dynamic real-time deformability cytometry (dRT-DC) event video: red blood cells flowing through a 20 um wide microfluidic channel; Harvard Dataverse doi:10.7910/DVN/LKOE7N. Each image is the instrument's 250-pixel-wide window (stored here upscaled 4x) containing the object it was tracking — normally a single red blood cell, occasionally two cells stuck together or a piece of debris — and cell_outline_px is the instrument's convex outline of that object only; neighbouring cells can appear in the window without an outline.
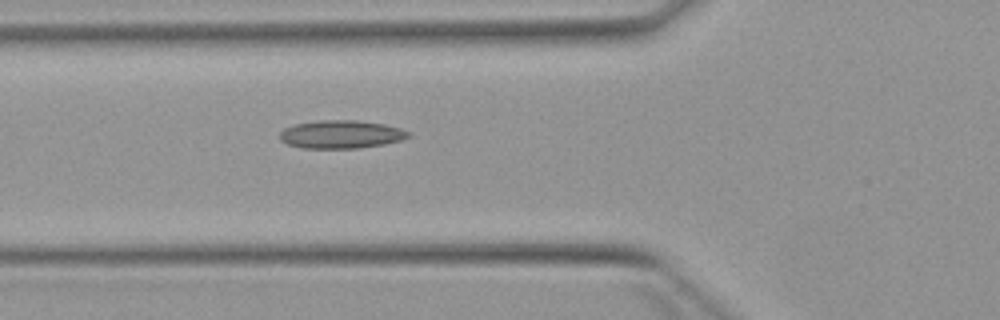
{"species": "Egyptian fruit bat (a non-hibernating species)", "species_latin": "Rousettus aegyptiacus", "temperature_condition": "warm", "stored_images_in_passage": 2, "camera_frame_rate_fps": 3000, "um_per_image_px": 0.085, "animal": {"sex": "female"}, "frame": {"image": 1, "passage_image": 2, "time_ms": 1.0, "image_size_px": [1000, 320], "cell_outline_px": [[412, 136], [400, 140], [384, 144], [360, 148], [304, 148], [288, 144], [280, 140], [280, 132], [284, 128], [296, 124], [316, 120], [360, 120], [384, 124], [400, 128], [412, 132]], "centroid_in_image_um": [29.02, 11.41], "position_along_channel_um": 96.8, "area_um2": 21.21}}